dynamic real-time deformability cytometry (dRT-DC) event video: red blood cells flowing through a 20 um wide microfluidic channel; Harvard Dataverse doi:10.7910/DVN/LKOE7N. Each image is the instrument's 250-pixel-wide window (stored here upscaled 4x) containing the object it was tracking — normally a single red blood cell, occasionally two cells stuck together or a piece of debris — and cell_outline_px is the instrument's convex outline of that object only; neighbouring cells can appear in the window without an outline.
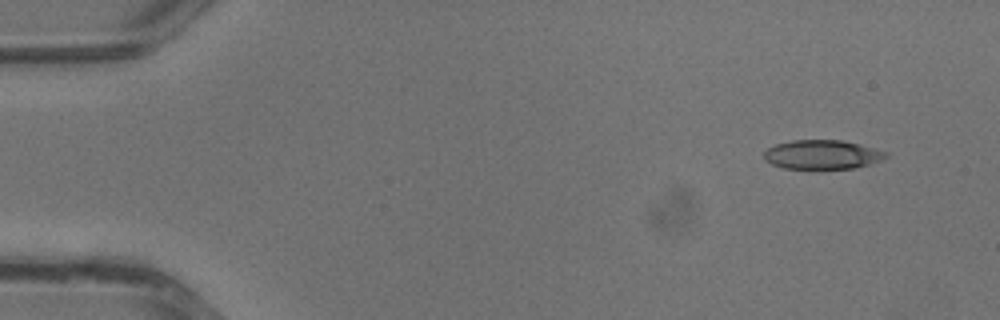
{"species": "common noctule bat (a hibernating species)", "species_latin": "Nyctalus noctula", "temperature_condition": "warm", "stored_images_in_passage": 12, "camera_frame_rate_fps": 3000, "um_per_image_px": 0.085, "animal": {"sex": "male", "body_mass_g": 13.3}, "frame": {"image": 1, "passage_image": 1, "time_ms": 0.0, "image_size_px": [1000, 320], "cell_outline_px": [[888, 156], [880, 160], [856, 168], [784, 168], [772, 164], [764, 160], [764, 152], [768, 148], [776, 144], [792, 140], [840, 140], [860, 144], [888, 152]], "centroid_in_image_um": [69.88, 13.13], "position_along_channel_um": 15.1, "area_um2": 20.52}}
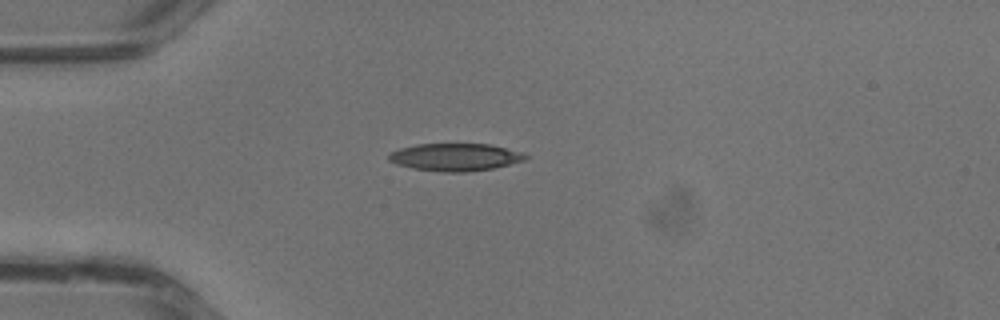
{"frame": {"image": 2, "passage_image": 8, "time_ms": 2.333, "image_size_px": [1000, 320], "cell_outline_px": [[528, 156], [524, 160], [492, 168], [464, 172], [444, 172], [412, 168], [396, 164], [388, 160], [388, 156], [392, 152], [400, 148], [416, 144], [488, 144], [520, 152]], "centroid_in_image_um": [38.64, 13.35], "position_along_channel_um": 46.4, "area_um2": 21.56}}
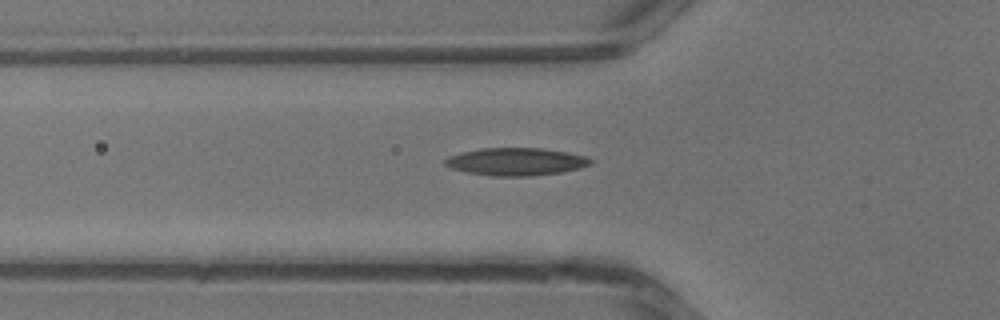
{"frame": {"image": 3, "passage_image": 11, "time_ms": 3.333, "image_size_px": [1000, 320], "cell_outline_px": [[592, 164], [580, 168], [560, 172], [532, 176], [492, 176], [464, 172], [452, 168], [444, 164], [444, 160], [448, 156], [464, 152], [484, 148], [540, 148], [564, 152], [584, 156], [592, 160]], "centroid_in_image_um": [43.83, 13.75], "position_along_channel_um": 82.0, "area_um2": 23.24}}